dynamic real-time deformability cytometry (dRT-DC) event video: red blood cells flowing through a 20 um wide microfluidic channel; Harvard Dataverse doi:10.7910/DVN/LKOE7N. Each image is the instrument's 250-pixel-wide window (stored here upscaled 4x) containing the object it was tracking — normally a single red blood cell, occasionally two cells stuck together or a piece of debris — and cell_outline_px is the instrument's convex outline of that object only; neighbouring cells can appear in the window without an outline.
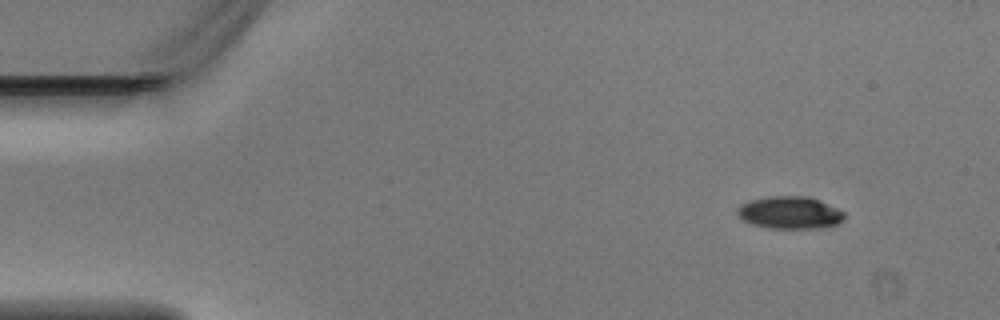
{"species": "Egyptian fruit bat (a non-hibernating species)", "species_latin": "Rousettus aegyptiacus", "temperature_condition": "warm", "stored_images_in_passage": 5, "camera_frame_rate_fps": 3000, "um_per_image_px": 0.085, "animal": {"sex": "male"}, "frame": {"image": 1, "passage_image": 2, "time_ms": 0.333, "image_size_px": [1000, 320], "cell_outline_px": [[844, 216], [836, 224], [820, 228], [768, 228], [752, 224], [744, 220], [736, 212], [736, 208], [740, 204], [752, 200], [772, 196], [808, 196], [820, 200], [844, 212]], "centroid_in_image_um": [67.11, 18.07], "position_along_channel_um": 17.9, "area_um2": 20.0}}
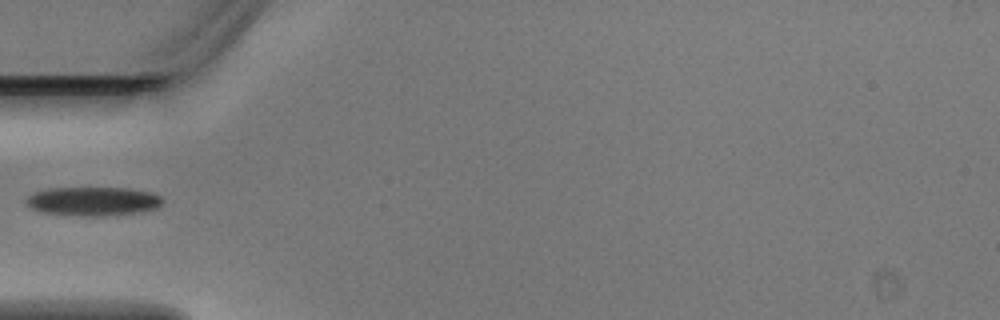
{"frame": {"image": 2, "passage_image": 5, "time_ms": 1.333, "image_size_px": [1000, 320], "cell_outline_px": [[164, 200], [156, 208], [140, 212], [96, 216], [80, 216], [40, 212], [28, 208], [24, 204], [24, 200], [32, 192], [48, 188], [128, 188], [152, 192], [160, 196]], "centroid_in_image_um": [7.83, 17.1], "position_along_channel_um": 77.2, "area_um2": 23.24}}